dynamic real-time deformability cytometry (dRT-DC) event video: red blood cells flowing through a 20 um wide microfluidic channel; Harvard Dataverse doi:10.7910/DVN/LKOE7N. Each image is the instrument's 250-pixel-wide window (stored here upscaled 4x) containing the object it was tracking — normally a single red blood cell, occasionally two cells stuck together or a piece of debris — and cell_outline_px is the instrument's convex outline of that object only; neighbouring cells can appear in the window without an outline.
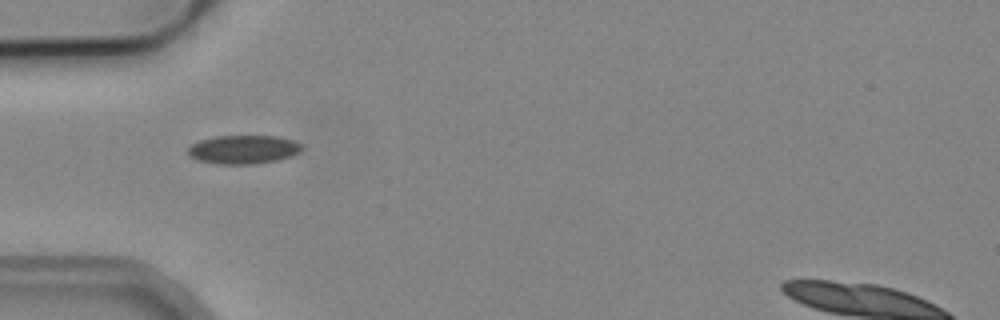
{"species": "common noctule bat (a hibernating species)", "species_latin": "Nyctalus noctula", "temperature_condition": "cold", "stored_images_in_passage": 3, "camera_frame_rate_fps": 3000, "um_per_image_px": 0.085, "animal": {"sex": "male", "body_mass_g": 19.2, "forearm_length_mm": 51.8}, "frame": {"image": 1, "passage_image": 1, "time_ms": 0.0, "image_size_px": [1000, 320], "cell_outline_px": [[304, 148], [300, 152], [292, 156], [280, 160], [256, 164], [216, 164], [196, 160], [188, 156], [188, 148], [192, 144], [200, 140], [216, 136], [280, 136], [292, 140], [300, 144]], "centroid_in_image_um": [20.7, 12.72], "position_along_channel_um": 64.3, "area_um2": 19.31}}